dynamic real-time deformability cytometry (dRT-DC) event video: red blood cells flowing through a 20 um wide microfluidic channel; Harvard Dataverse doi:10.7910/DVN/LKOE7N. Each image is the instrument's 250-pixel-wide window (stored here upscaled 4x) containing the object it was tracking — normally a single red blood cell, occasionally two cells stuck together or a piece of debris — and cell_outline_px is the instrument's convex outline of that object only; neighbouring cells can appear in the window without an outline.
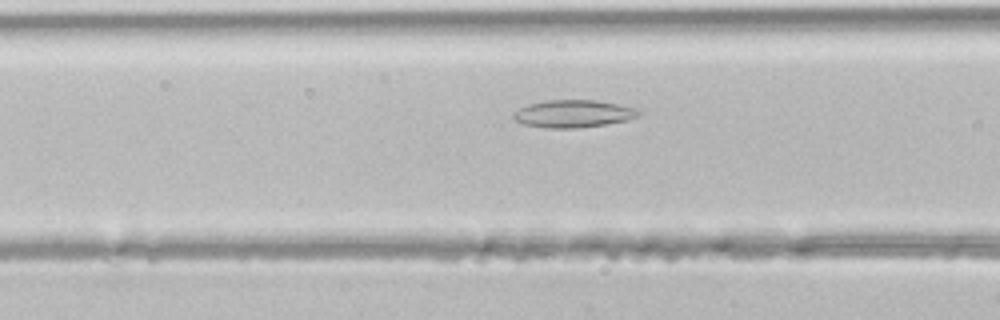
{"species": "common noctule bat (a hibernating species)", "species_latin": "Nyctalus noctula", "temperature_condition": "room temperature", "stored_images_in_passage": 33, "segment_of_instrument_passage": [1, 2], "camera_frame_rate_fps": 3000, "um_per_image_px": 0.085, "animal": {"sex": "male", "body_mass_g": 21.5, "forearm_length_mm": 52.0}, "frame": {"image": 1, "passage_image": 7, "time_ms": 2.0, "image_size_px": [1000, 320], "cell_outline_px": [[640, 116], [628, 120], [604, 124], [576, 128], [548, 128], [524, 124], [516, 120], [512, 116], [512, 112], [528, 104], [548, 100], [596, 100], [636, 108], [640, 112]], "centroid_in_image_um": [48.72, 9.66], "position_along_channel_um": 117.9, "area_um2": 19.94}}
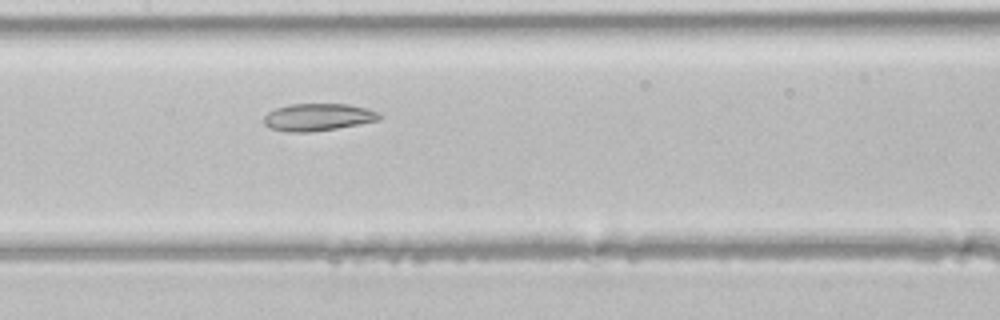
{"frame": {"image": 2, "passage_image": 11, "time_ms": 3.333, "image_size_px": [1000, 320], "cell_outline_px": [[384, 116], [380, 120], [336, 128], [312, 132], [288, 132], [268, 128], [264, 124], [264, 116], [268, 112], [276, 108], [288, 104], [348, 104], [380, 112]], "centroid_in_image_um": [27.02, 9.96], "position_along_channel_um": 180.4, "area_um2": 18.5}}
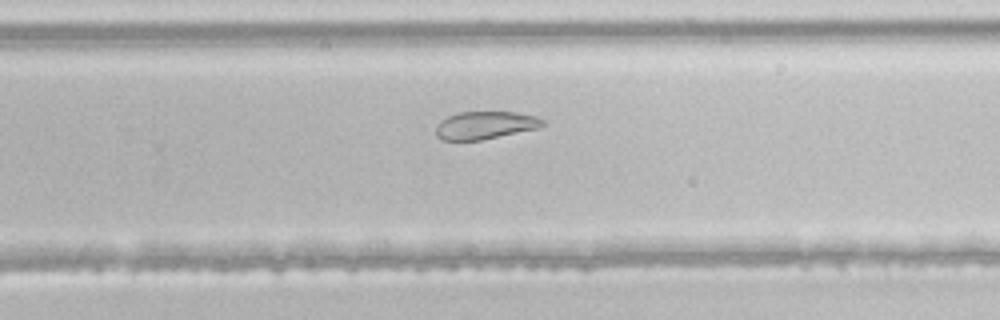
{"frame": {"image": 3, "passage_image": 18, "time_ms": 5.667, "image_size_px": [1000, 320], "cell_outline_px": [[544, 124], [540, 128], [480, 140], [444, 140], [436, 136], [436, 124], [440, 120], [448, 116], [460, 112], [516, 112], [536, 116], [544, 120]], "centroid_in_image_um": [41.24, 10.64], "position_along_channel_um": 288.6, "area_um2": 17.28}}